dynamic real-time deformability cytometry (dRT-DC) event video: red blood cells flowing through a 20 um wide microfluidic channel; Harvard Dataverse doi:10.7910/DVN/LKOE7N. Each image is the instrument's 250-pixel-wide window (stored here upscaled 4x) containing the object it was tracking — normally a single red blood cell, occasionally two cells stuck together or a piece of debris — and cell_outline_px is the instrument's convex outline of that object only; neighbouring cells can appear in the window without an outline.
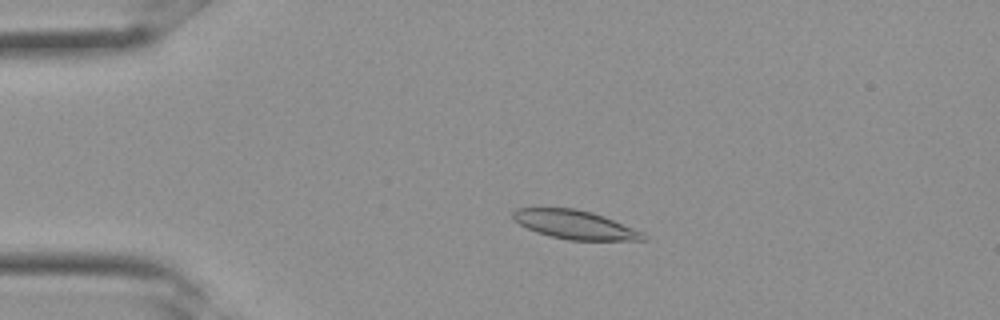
{"species": "Egyptian fruit bat (a non-hibernating species)", "species_latin": "Rousettus aegyptiacus", "temperature_condition": "room temperature", "stored_images_in_passage": 12, "camera_frame_rate_fps": 3000, "um_per_image_px": 0.085, "frame": {"image": 1, "passage_image": 7, "time_ms": 2.0, "image_size_px": [1000, 320], "cell_outline_px": [[648, 240], [568, 240], [536, 232], [512, 220], [512, 212], [516, 208], [576, 208], [592, 212], [604, 216], [632, 228], [648, 236]], "centroid_in_image_um": [48.84, 19.09], "position_along_channel_um": 36.2, "area_um2": 21.68}}
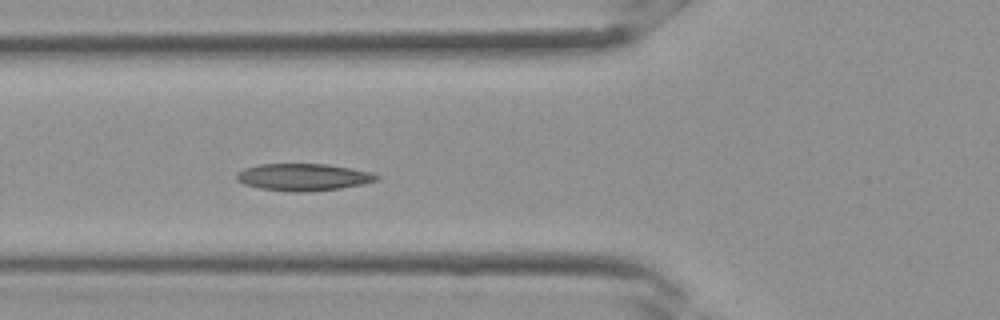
{"frame": {"image": 2, "passage_image": 12, "time_ms": 3.667, "image_size_px": [1000, 320], "cell_outline_px": [[380, 176], [376, 180], [360, 184], [340, 188], [308, 192], [292, 192], [260, 188], [244, 184], [236, 180], [236, 172], [244, 168], [260, 164], [328, 164], [352, 168], [372, 172]], "centroid_in_image_um": [25.75, 15.05], "position_along_channel_um": 100.0, "area_um2": 22.14}}